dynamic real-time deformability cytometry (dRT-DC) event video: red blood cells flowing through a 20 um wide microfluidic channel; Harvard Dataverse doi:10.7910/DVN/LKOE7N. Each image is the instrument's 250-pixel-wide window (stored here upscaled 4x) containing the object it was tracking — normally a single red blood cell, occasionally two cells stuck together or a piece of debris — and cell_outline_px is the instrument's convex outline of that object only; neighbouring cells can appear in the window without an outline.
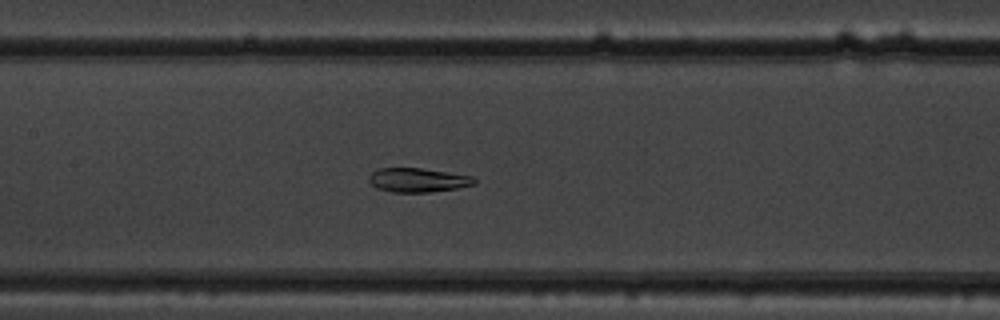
{"species": "common noctule bat (a hibernating species)", "species_latin": "Nyctalus noctula", "temperature_condition": "warm", "stored_images_in_passage": 40, "camera_frame_rate_fps": 3000, "um_per_image_px": 0.085, "animal": {"sex": "male", "body_mass_g": 19.5, "forearm_length_mm": 54.6}, "frame": {"image": 1, "passage_image": 12, "time_ms": 3.667, "image_size_px": [1000, 320], "cell_outline_px": [[476, 184], [456, 188], [432, 192], [392, 192], [376, 188], [368, 180], [368, 176], [376, 168], [420, 168], [472, 176], [476, 180]], "centroid_in_image_um": [35.48, 15.3], "position_along_channel_um": 171.9, "area_um2": 14.8}}
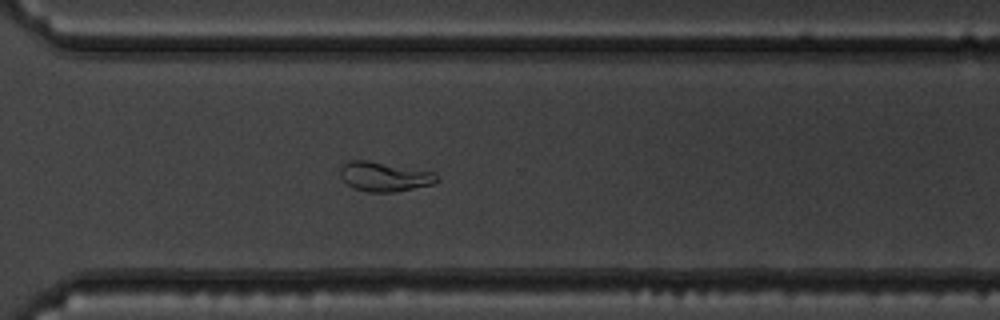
{"frame": {"image": 2, "passage_image": 25, "time_ms": 8.0, "image_size_px": [1000, 320], "cell_outline_px": [[440, 180], [436, 184], [396, 192], [368, 192], [352, 188], [340, 176], [340, 168], [348, 160], [368, 160], [436, 172]], "centroid_in_image_um": [32.72, 15.02], "position_along_channel_um": 337.9, "area_um2": 16.94}}
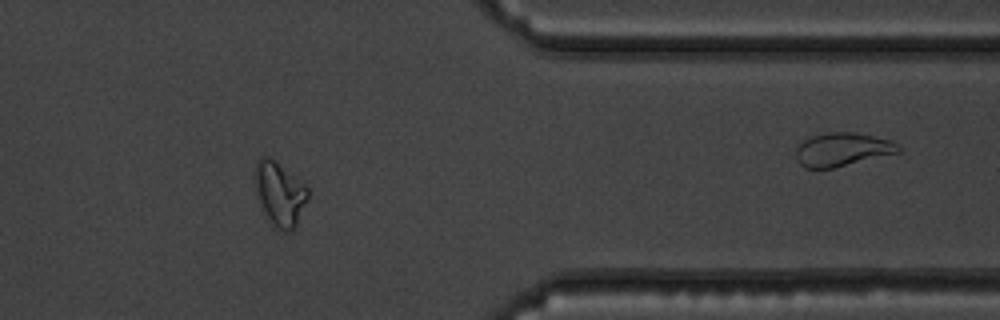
{"frame": {"image": 3, "passage_image": 30, "time_ms": 9.667, "image_size_px": [1000, 320], "cell_outline_px": [[308, 200], [296, 228], [288, 232], [284, 232], [272, 228], [264, 212], [256, 192], [252, 172], [256, 160], [260, 156], [268, 156], [304, 184], [308, 188]], "centroid_in_image_um": [23.75, 16.51], "position_along_channel_um": 387.7, "area_um2": 20.17}, "authors_computed_cell_mechanics": {"area_um2": 16.9643, "velocity_mm_per_s": 3.8413, "shape_relaxation_time_tau1_ms": 8.9087, "shape_relaxation_time_tau2_ms": null, "deformation_change_tau1": 0.2554, "deformation_change_tau2": null}}